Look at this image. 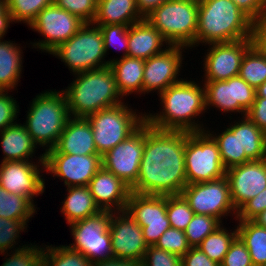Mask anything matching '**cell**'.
Wrapping results in <instances>:
<instances>
[{
  "instance_id": "6da1fadb",
  "label": "cell",
  "mask_w": 266,
  "mask_h": 266,
  "mask_svg": "<svg viewBox=\"0 0 266 266\" xmlns=\"http://www.w3.org/2000/svg\"><path fill=\"white\" fill-rule=\"evenodd\" d=\"M187 185L185 131L158 130L144 122V149L132 192L149 195L181 194Z\"/></svg>"
},
{
  "instance_id": "7a4b0ae2",
  "label": "cell",
  "mask_w": 266,
  "mask_h": 266,
  "mask_svg": "<svg viewBox=\"0 0 266 266\" xmlns=\"http://www.w3.org/2000/svg\"><path fill=\"white\" fill-rule=\"evenodd\" d=\"M202 87V88H201ZM160 113L145 112V121L158 130L187 132L205 131L204 125L195 118L207 112L205 89L195 81L183 79L159 94ZM206 110V111H205ZM197 122V123H196Z\"/></svg>"
},
{
  "instance_id": "3957f363",
  "label": "cell",
  "mask_w": 266,
  "mask_h": 266,
  "mask_svg": "<svg viewBox=\"0 0 266 266\" xmlns=\"http://www.w3.org/2000/svg\"><path fill=\"white\" fill-rule=\"evenodd\" d=\"M254 24L232 0H198L195 47L254 39Z\"/></svg>"
},
{
  "instance_id": "277c9868",
  "label": "cell",
  "mask_w": 266,
  "mask_h": 266,
  "mask_svg": "<svg viewBox=\"0 0 266 266\" xmlns=\"http://www.w3.org/2000/svg\"><path fill=\"white\" fill-rule=\"evenodd\" d=\"M73 75L75 80L62 90L71 117L86 118L102 109L123 103L109 66Z\"/></svg>"
},
{
  "instance_id": "5b68a950",
  "label": "cell",
  "mask_w": 266,
  "mask_h": 266,
  "mask_svg": "<svg viewBox=\"0 0 266 266\" xmlns=\"http://www.w3.org/2000/svg\"><path fill=\"white\" fill-rule=\"evenodd\" d=\"M30 105L23 124L33 142L46 152L56 145L70 117L66 96L62 90H49L36 95Z\"/></svg>"
},
{
  "instance_id": "8992f818",
  "label": "cell",
  "mask_w": 266,
  "mask_h": 266,
  "mask_svg": "<svg viewBox=\"0 0 266 266\" xmlns=\"http://www.w3.org/2000/svg\"><path fill=\"white\" fill-rule=\"evenodd\" d=\"M169 45L195 47L198 0H168L145 18Z\"/></svg>"
},
{
  "instance_id": "52a82bcc",
  "label": "cell",
  "mask_w": 266,
  "mask_h": 266,
  "mask_svg": "<svg viewBox=\"0 0 266 266\" xmlns=\"http://www.w3.org/2000/svg\"><path fill=\"white\" fill-rule=\"evenodd\" d=\"M128 107L124 101L87 116L93 132L95 147L102 157L118 143L126 140L144 122L145 113Z\"/></svg>"
},
{
  "instance_id": "ba28073f",
  "label": "cell",
  "mask_w": 266,
  "mask_h": 266,
  "mask_svg": "<svg viewBox=\"0 0 266 266\" xmlns=\"http://www.w3.org/2000/svg\"><path fill=\"white\" fill-rule=\"evenodd\" d=\"M50 54L61 59L72 74L104 68L110 63L104 59L106 53L101 30L93 23H85L76 34Z\"/></svg>"
},
{
  "instance_id": "9c48e42d",
  "label": "cell",
  "mask_w": 266,
  "mask_h": 266,
  "mask_svg": "<svg viewBox=\"0 0 266 266\" xmlns=\"http://www.w3.org/2000/svg\"><path fill=\"white\" fill-rule=\"evenodd\" d=\"M185 168L187 185L225 176L218 145L206 131H185Z\"/></svg>"
},
{
  "instance_id": "30bf717a",
  "label": "cell",
  "mask_w": 266,
  "mask_h": 266,
  "mask_svg": "<svg viewBox=\"0 0 266 266\" xmlns=\"http://www.w3.org/2000/svg\"><path fill=\"white\" fill-rule=\"evenodd\" d=\"M111 214V211H101L70 224L74 242L66 246L82 253L91 263L114 258L109 230Z\"/></svg>"
},
{
  "instance_id": "8fae6325",
  "label": "cell",
  "mask_w": 266,
  "mask_h": 266,
  "mask_svg": "<svg viewBox=\"0 0 266 266\" xmlns=\"http://www.w3.org/2000/svg\"><path fill=\"white\" fill-rule=\"evenodd\" d=\"M85 24L79 17L61 9L54 2L42 9L29 27L44 39L33 42L32 48L51 53L61 43L69 40Z\"/></svg>"
},
{
  "instance_id": "7c38bea8",
  "label": "cell",
  "mask_w": 266,
  "mask_h": 266,
  "mask_svg": "<svg viewBox=\"0 0 266 266\" xmlns=\"http://www.w3.org/2000/svg\"><path fill=\"white\" fill-rule=\"evenodd\" d=\"M181 194L195 214L215 217L221 223L229 213H233L232 216L236 218L237 211L232 203L226 176L213 181L186 185Z\"/></svg>"
},
{
  "instance_id": "4fadbf2b",
  "label": "cell",
  "mask_w": 266,
  "mask_h": 266,
  "mask_svg": "<svg viewBox=\"0 0 266 266\" xmlns=\"http://www.w3.org/2000/svg\"><path fill=\"white\" fill-rule=\"evenodd\" d=\"M125 211L141 226L148 246H154L160 236L171 227L166 213V196L131 191Z\"/></svg>"
},
{
  "instance_id": "5bb4252c",
  "label": "cell",
  "mask_w": 266,
  "mask_h": 266,
  "mask_svg": "<svg viewBox=\"0 0 266 266\" xmlns=\"http://www.w3.org/2000/svg\"><path fill=\"white\" fill-rule=\"evenodd\" d=\"M205 107L246 116L256 97V89L239 75L224 81H204Z\"/></svg>"
},
{
  "instance_id": "9a60e30c",
  "label": "cell",
  "mask_w": 266,
  "mask_h": 266,
  "mask_svg": "<svg viewBox=\"0 0 266 266\" xmlns=\"http://www.w3.org/2000/svg\"><path fill=\"white\" fill-rule=\"evenodd\" d=\"M38 158L36 163L31 160L1 162L0 186L9 193L27 197L35 204L34 197L42 195L46 188L45 179L42 177L44 174H41L45 171L44 154Z\"/></svg>"
},
{
  "instance_id": "2e32d148",
  "label": "cell",
  "mask_w": 266,
  "mask_h": 266,
  "mask_svg": "<svg viewBox=\"0 0 266 266\" xmlns=\"http://www.w3.org/2000/svg\"><path fill=\"white\" fill-rule=\"evenodd\" d=\"M43 154L46 173H51L52 177H60L66 187L88 186L90 180L102 167V157L99 154Z\"/></svg>"
},
{
  "instance_id": "e0dca14e",
  "label": "cell",
  "mask_w": 266,
  "mask_h": 266,
  "mask_svg": "<svg viewBox=\"0 0 266 266\" xmlns=\"http://www.w3.org/2000/svg\"><path fill=\"white\" fill-rule=\"evenodd\" d=\"M143 149L144 123L102 156V166L132 188L139 176Z\"/></svg>"
},
{
  "instance_id": "ac0fdd59",
  "label": "cell",
  "mask_w": 266,
  "mask_h": 266,
  "mask_svg": "<svg viewBox=\"0 0 266 266\" xmlns=\"http://www.w3.org/2000/svg\"><path fill=\"white\" fill-rule=\"evenodd\" d=\"M253 44L254 39L210 43L203 60L205 79L202 81H224L238 76L242 58Z\"/></svg>"
},
{
  "instance_id": "d6986e66",
  "label": "cell",
  "mask_w": 266,
  "mask_h": 266,
  "mask_svg": "<svg viewBox=\"0 0 266 266\" xmlns=\"http://www.w3.org/2000/svg\"><path fill=\"white\" fill-rule=\"evenodd\" d=\"M180 45H168L166 49L145 60L142 93L156 91L158 95L169 86L182 81L178 79L183 60V49Z\"/></svg>"
},
{
  "instance_id": "ffe728a7",
  "label": "cell",
  "mask_w": 266,
  "mask_h": 266,
  "mask_svg": "<svg viewBox=\"0 0 266 266\" xmlns=\"http://www.w3.org/2000/svg\"><path fill=\"white\" fill-rule=\"evenodd\" d=\"M109 230L114 258L143 261L148 245L141 226L126 211L112 212Z\"/></svg>"
},
{
  "instance_id": "44dd1931",
  "label": "cell",
  "mask_w": 266,
  "mask_h": 266,
  "mask_svg": "<svg viewBox=\"0 0 266 266\" xmlns=\"http://www.w3.org/2000/svg\"><path fill=\"white\" fill-rule=\"evenodd\" d=\"M230 188L232 203L238 211L266 188V159L251 160L233 166L225 174Z\"/></svg>"
},
{
  "instance_id": "7402d4cb",
  "label": "cell",
  "mask_w": 266,
  "mask_h": 266,
  "mask_svg": "<svg viewBox=\"0 0 266 266\" xmlns=\"http://www.w3.org/2000/svg\"><path fill=\"white\" fill-rule=\"evenodd\" d=\"M88 187L101 211H125L131 188L103 166L90 180Z\"/></svg>"
},
{
  "instance_id": "603a6c76",
  "label": "cell",
  "mask_w": 266,
  "mask_h": 266,
  "mask_svg": "<svg viewBox=\"0 0 266 266\" xmlns=\"http://www.w3.org/2000/svg\"><path fill=\"white\" fill-rule=\"evenodd\" d=\"M44 153L98 154L88 119L70 116L56 145Z\"/></svg>"
},
{
  "instance_id": "cb8c5ba5",
  "label": "cell",
  "mask_w": 266,
  "mask_h": 266,
  "mask_svg": "<svg viewBox=\"0 0 266 266\" xmlns=\"http://www.w3.org/2000/svg\"><path fill=\"white\" fill-rule=\"evenodd\" d=\"M164 44L169 45L146 19L129 26L127 56L147 60L163 52L166 49Z\"/></svg>"
},
{
  "instance_id": "d4e9b609",
  "label": "cell",
  "mask_w": 266,
  "mask_h": 266,
  "mask_svg": "<svg viewBox=\"0 0 266 266\" xmlns=\"http://www.w3.org/2000/svg\"><path fill=\"white\" fill-rule=\"evenodd\" d=\"M0 143L6 161H33L37 145L33 142L25 125L14 123L0 132Z\"/></svg>"
},
{
  "instance_id": "484cf974",
  "label": "cell",
  "mask_w": 266,
  "mask_h": 266,
  "mask_svg": "<svg viewBox=\"0 0 266 266\" xmlns=\"http://www.w3.org/2000/svg\"><path fill=\"white\" fill-rule=\"evenodd\" d=\"M109 60V67L122 97L133 92L141 95L145 60L129 56Z\"/></svg>"
},
{
  "instance_id": "4316f807",
  "label": "cell",
  "mask_w": 266,
  "mask_h": 266,
  "mask_svg": "<svg viewBox=\"0 0 266 266\" xmlns=\"http://www.w3.org/2000/svg\"><path fill=\"white\" fill-rule=\"evenodd\" d=\"M144 20L136 0H98L94 25H131Z\"/></svg>"
},
{
  "instance_id": "83f0119b",
  "label": "cell",
  "mask_w": 266,
  "mask_h": 266,
  "mask_svg": "<svg viewBox=\"0 0 266 266\" xmlns=\"http://www.w3.org/2000/svg\"><path fill=\"white\" fill-rule=\"evenodd\" d=\"M61 207L62 215L70 225L101 212L88 186H70Z\"/></svg>"
},
{
  "instance_id": "f1b7e54d",
  "label": "cell",
  "mask_w": 266,
  "mask_h": 266,
  "mask_svg": "<svg viewBox=\"0 0 266 266\" xmlns=\"http://www.w3.org/2000/svg\"><path fill=\"white\" fill-rule=\"evenodd\" d=\"M2 38L0 36V90L12 92L21 78L23 51L15 42Z\"/></svg>"
},
{
  "instance_id": "f546056e",
  "label": "cell",
  "mask_w": 266,
  "mask_h": 266,
  "mask_svg": "<svg viewBox=\"0 0 266 266\" xmlns=\"http://www.w3.org/2000/svg\"><path fill=\"white\" fill-rule=\"evenodd\" d=\"M217 143L220 152L221 161L224 168L227 170L233 166L241 165L251 161L246 155H240L239 143V121H234L221 132V134L210 133V130H205Z\"/></svg>"
},
{
  "instance_id": "4dcf8cb0",
  "label": "cell",
  "mask_w": 266,
  "mask_h": 266,
  "mask_svg": "<svg viewBox=\"0 0 266 266\" xmlns=\"http://www.w3.org/2000/svg\"><path fill=\"white\" fill-rule=\"evenodd\" d=\"M237 223V236L248 249L253 266H263L266 263V228L252 220H237Z\"/></svg>"
},
{
  "instance_id": "1f68e13d",
  "label": "cell",
  "mask_w": 266,
  "mask_h": 266,
  "mask_svg": "<svg viewBox=\"0 0 266 266\" xmlns=\"http://www.w3.org/2000/svg\"><path fill=\"white\" fill-rule=\"evenodd\" d=\"M239 120L240 155L250 160L266 159V133L247 116Z\"/></svg>"
},
{
  "instance_id": "d6a6232c",
  "label": "cell",
  "mask_w": 266,
  "mask_h": 266,
  "mask_svg": "<svg viewBox=\"0 0 266 266\" xmlns=\"http://www.w3.org/2000/svg\"><path fill=\"white\" fill-rule=\"evenodd\" d=\"M239 76L255 89L266 80V54L255 43L242 58Z\"/></svg>"
},
{
  "instance_id": "836d02e7",
  "label": "cell",
  "mask_w": 266,
  "mask_h": 266,
  "mask_svg": "<svg viewBox=\"0 0 266 266\" xmlns=\"http://www.w3.org/2000/svg\"><path fill=\"white\" fill-rule=\"evenodd\" d=\"M35 206L27 197L9 193L0 186V217L29 221L37 214Z\"/></svg>"
},
{
  "instance_id": "e575fe53",
  "label": "cell",
  "mask_w": 266,
  "mask_h": 266,
  "mask_svg": "<svg viewBox=\"0 0 266 266\" xmlns=\"http://www.w3.org/2000/svg\"><path fill=\"white\" fill-rule=\"evenodd\" d=\"M231 231L228 232L221 224L211 234L207 235L197 247L211 260L221 264L231 243L237 237V228Z\"/></svg>"
},
{
  "instance_id": "d590c367",
  "label": "cell",
  "mask_w": 266,
  "mask_h": 266,
  "mask_svg": "<svg viewBox=\"0 0 266 266\" xmlns=\"http://www.w3.org/2000/svg\"><path fill=\"white\" fill-rule=\"evenodd\" d=\"M43 266H92L82 253L73 251L65 245H45Z\"/></svg>"
},
{
  "instance_id": "8d00e7d4",
  "label": "cell",
  "mask_w": 266,
  "mask_h": 266,
  "mask_svg": "<svg viewBox=\"0 0 266 266\" xmlns=\"http://www.w3.org/2000/svg\"><path fill=\"white\" fill-rule=\"evenodd\" d=\"M166 213L172 228L185 231L194 212L182 194L166 196Z\"/></svg>"
},
{
  "instance_id": "74e56055",
  "label": "cell",
  "mask_w": 266,
  "mask_h": 266,
  "mask_svg": "<svg viewBox=\"0 0 266 266\" xmlns=\"http://www.w3.org/2000/svg\"><path fill=\"white\" fill-rule=\"evenodd\" d=\"M53 2L54 0H5L14 23L22 21L28 26L42 9Z\"/></svg>"
},
{
  "instance_id": "f35d334b",
  "label": "cell",
  "mask_w": 266,
  "mask_h": 266,
  "mask_svg": "<svg viewBox=\"0 0 266 266\" xmlns=\"http://www.w3.org/2000/svg\"><path fill=\"white\" fill-rule=\"evenodd\" d=\"M221 224L215 217L194 214L185 230V236L189 245L197 247L207 235L211 234Z\"/></svg>"
},
{
  "instance_id": "ab89813d",
  "label": "cell",
  "mask_w": 266,
  "mask_h": 266,
  "mask_svg": "<svg viewBox=\"0 0 266 266\" xmlns=\"http://www.w3.org/2000/svg\"><path fill=\"white\" fill-rule=\"evenodd\" d=\"M39 245L24 244L11 250L1 266H43L44 247Z\"/></svg>"
},
{
  "instance_id": "60d3db41",
  "label": "cell",
  "mask_w": 266,
  "mask_h": 266,
  "mask_svg": "<svg viewBox=\"0 0 266 266\" xmlns=\"http://www.w3.org/2000/svg\"><path fill=\"white\" fill-rule=\"evenodd\" d=\"M100 28L103 42L105 47V53L110 50V47H116L119 50H124L123 57L128 53V32L129 25L112 24V25H96ZM120 44V45H119Z\"/></svg>"
},
{
  "instance_id": "b9f144b4",
  "label": "cell",
  "mask_w": 266,
  "mask_h": 266,
  "mask_svg": "<svg viewBox=\"0 0 266 266\" xmlns=\"http://www.w3.org/2000/svg\"><path fill=\"white\" fill-rule=\"evenodd\" d=\"M28 221L12 220L0 217V253L5 256L8 250L15 248L20 232L27 230ZM26 228V229H25ZM17 240V241H16ZM15 244V245H14ZM14 247V248H13ZM6 251V252H5ZM5 252V253H4Z\"/></svg>"
},
{
  "instance_id": "7bdbcfd3",
  "label": "cell",
  "mask_w": 266,
  "mask_h": 266,
  "mask_svg": "<svg viewBox=\"0 0 266 266\" xmlns=\"http://www.w3.org/2000/svg\"><path fill=\"white\" fill-rule=\"evenodd\" d=\"M154 246L179 257L185 255L191 248L185 236V231L172 227L160 236Z\"/></svg>"
},
{
  "instance_id": "ee69618b",
  "label": "cell",
  "mask_w": 266,
  "mask_h": 266,
  "mask_svg": "<svg viewBox=\"0 0 266 266\" xmlns=\"http://www.w3.org/2000/svg\"><path fill=\"white\" fill-rule=\"evenodd\" d=\"M98 0H54V3L79 17L85 23H92L97 13Z\"/></svg>"
},
{
  "instance_id": "f6af8a7d",
  "label": "cell",
  "mask_w": 266,
  "mask_h": 266,
  "mask_svg": "<svg viewBox=\"0 0 266 266\" xmlns=\"http://www.w3.org/2000/svg\"><path fill=\"white\" fill-rule=\"evenodd\" d=\"M220 266H253L249 251L238 236L231 243Z\"/></svg>"
},
{
  "instance_id": "bcb514c9",
  "label": "cell",
  "mask_w": 266,
  "mask_h": 266,
  "mask_svg": "<svg viewBox=\"0 0 266 266\" xmlns=\"http://www.w3.org/2000/svg\"><path fill=\"white\" fill-rule=\"evenodd\" d=\"M142 264L143 266H181V257L155 246H148Z\"/></svg>"
},
{
  "instance_id": "7dc6e473",
  "label": "cell",
  "mask_w": 266,
  "mask_h": 266,
  "mask_svg": "<svg viewBox=\"0 0 266 266\" xmlns=\"http://www.w3.org/2000/svg\"><path fill=\"white\" fill-rule=\"evenodd\" d=\"M12 97L8 91L0 90V132L17 122L15 120L19 113V105Z\"/></svg>"
},
{
  "instance_id": "c3c4849f",
  "label": "cell",
  "mask_w": 266,
  "mask_h": 266,
  "mask_svg": "<svg viewBox=\"0 0 266 266\" xmlns=\"http://www.w3.org/2000/svg\"><path fill=\"white\" fill-rule=\"evenodd\" d=\"M266 209V188L257 196L247 201L238 211L236 220H252Z\"/></svg>"
},
{
  "instance_id": "681fc988",
  "label": "cell",
  "mask_w": 266,
  "mask_h": 266,
  "mask_svg": "<svg viewBox=\"0 0 266 266\" xmlns=\"http://www.w3.org/2000/svg\"><path fill=\"white\" fill-rule=\"evenodd\" d=\"M254 23L263 19L265 0H232Z\"/></svg>"
},
{
  "instance_id": "f907efd6",
  "label": "cell",
  "mask_w": 266,
  "mask_h": 266,
  "mask_svg": "<svg viewBox=\"0 0 266 266\" xmlns=\"http://www.w3.org/2000/svg\"><path fill=\"white\" fill-rule=\"evenodd\" d=\"M181 266H220L216 261L211 260L198 247H191L181 257Z\"/></svg>"
},
{
  "instance_id": "816d5d0a",
  "label": "cell",
  "mask_w": 266,
  "mask_h": 266,
  "mask_svg": "<svg viewBox=\"0 0 266 266\" xmlns=\"http://www.w3.org/2000/svg\"><path fill=\"white\" fill-rule=\"evenodd\" d=\"M246 116L266 133V98L255 97V101L247 111Z\"/></svg>"
},
{
  "instance_id": "f5cc1de1",
  "label": "cell",
  "mask_w": 266,
  "mask_h": 266,
  "mask_svg": "<svg viewBox=\"0 0 266 266\" xmlns=\"http://www.w3.org/2000/svg\"><path fill=\"white\" fill-rule=\"evenodd\" d=\"M254 43L266 54V19L254 24Z\"/></svg>"
},
{
  "instance_id": "db71d44e",
  "label": "cell",
  "mask_w": 266,
  "mask_h": 266,
  "mask_svg": "<svg viewBox=\"0 0 266 266\" xmlns=\"http://www.w3.org/2000/svg\"><path fill=\"white\" fill-rule=\"evenodd\" d=\"M168 0H136L137 9L140 15L145 19L154 9L160 7Z\"/></svg>"
},
{
  "instance_id": "11a10c76",
  "label": "cell",
  "mask_w": 266,
  "mask_h": 266,
  "mask_svg": "<svg viewBox=\"0 0 266 266\" xmlns=\"http://www.w3.org/2000/svg\"><path fill=\"white\" fill-rule=\"evenodd\" d=\"M14 20L11 13L7 9L5 0H0V36H4L7 33L10 23L13 24Z\"/></svg>"
},
{
  "instance_id": "9f6ffc18",
  "label": "cell",
  "mask_w": 266,
  "mask_h": 266,
  "mask_svg": "<svg viewBox=\"0 0 266 266\" xmlns=\"http://www.w3.org/2000/svg\"><path fill=\"white\" fill-rule=\"evenodd\" d=\"M92 266H143L142 262L112 258L92 263Z\"/></svg>"
},
{
  "instance_id": "6f0895ef",
  "label": "cell",
  "mask_w": 266,
  "mask_h": 266,
  "mask_svg": "<svg viewBox=\"0 0 266 266\" xmlns=\"http://www.w3.org/2000/svg\"><path fill=\"white\" fill-rule=\"evenodd\" d=\"M253 222L266 228V209L252 219Z\"/></svg>"
},
{
  "instance_id": "680465c9",
  "label": "cell",
  "mask_w": 266,
  "mask_h": 266,
  "mask_svg": "<svg viewBox=\"0 0 266 266\" xmlns=\"http://www.w3.org/2000/svg\"><path fill=\"white\" fill-rule=\"evenodd\" d=\"M256 97L266 98V80L256 89Z\"/></svg>"
},
{
  "instance_id": "91938a15",
  "label": "cell",
  "mask_w": 266,
  "mask_h": 266,
  "mask_svg": "<svg viewBox=\"0 0 266 266\" xmlns=\"http://www.w3.org/2000/svg\"><path fill=\"white\" fill-rule=\"evenodd\" d=\"M263 19H266V0H265V9H264V14H263Z\"/></svg>"
}]
</instances>
